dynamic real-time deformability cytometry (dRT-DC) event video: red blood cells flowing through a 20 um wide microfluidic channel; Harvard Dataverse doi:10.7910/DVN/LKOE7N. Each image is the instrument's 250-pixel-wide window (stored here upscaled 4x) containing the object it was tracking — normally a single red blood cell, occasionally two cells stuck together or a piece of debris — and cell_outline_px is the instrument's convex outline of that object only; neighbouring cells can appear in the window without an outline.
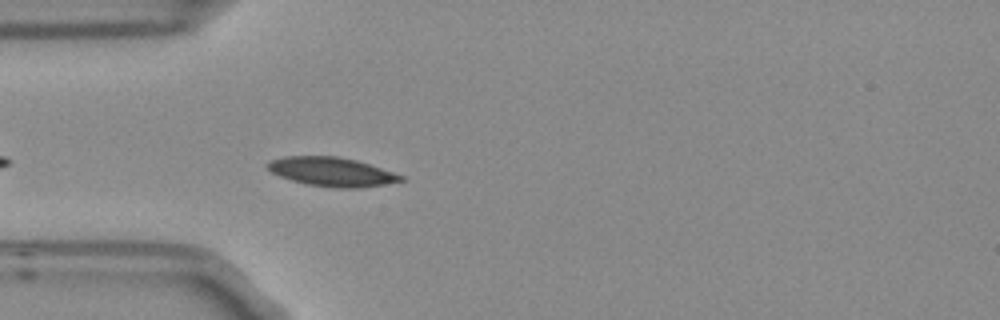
{"species": "Egyptian fruit bat (a non-hibernating species)", "species_latin": "Rousettus aegyptiacus", "temperature_condition": "room temperature", "stored_images_in_passage": 3, "camera_frame_rate_fps": 3000, "um_per_image_px": 0.085, "frame": {"image": 1, "passage_image": 3, "time_ms": 0.667, "image_size_px": [1000, 320], "cell_outline_px": [[404, 180], [384, 184], [360, 188], [332, 188], [304, 184], [280, 176], [272, 172], [264, 164], [272, 160], [284, 156], [336, 156], [356, 160], [404, 176]], "centroid_in_image_um": [28.16, 14.61], "position_along_channel_um": 56.8, "area_um2": 22.43}}